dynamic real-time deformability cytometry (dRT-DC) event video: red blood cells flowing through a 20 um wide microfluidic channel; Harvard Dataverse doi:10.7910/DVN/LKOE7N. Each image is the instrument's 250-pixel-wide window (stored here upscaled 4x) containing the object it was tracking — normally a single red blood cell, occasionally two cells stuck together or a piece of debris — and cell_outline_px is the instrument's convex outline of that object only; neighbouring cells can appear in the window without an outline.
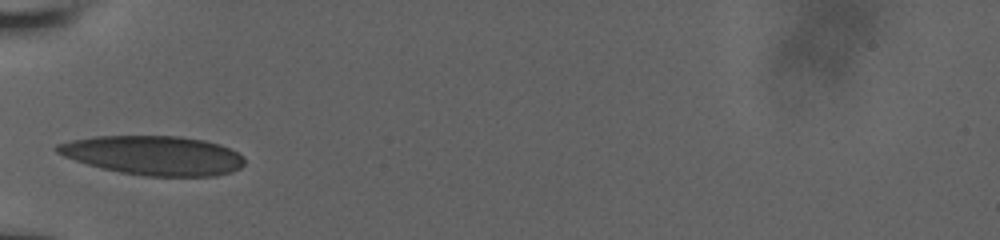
{"species": "human", "species_latin": "Homo sapiens", "temperature_condition": "room temperature", "stored_images_in_passage": 29, "camera_frame_rate_fps": 3000, "um_per_image_px": 0.085, "donor": {"sex": "male"}, "frame": {"image": 1, "passage_image": 1, "time_ms": 0.0, "image_size_px": [1000, 240], "cell_outline_px": [[244, 164], [240, 168], [232, 172], [216, 176], [144, 176], [120, 172], [100, 168], [64, 156], [56, 152], [52, 148], [56, 144], [72, 140], [96, 136], [180, 136], [204, 140], [220, 144], [244, 156]], "centroid_in_image_um": [13.05, 13.21], "position_along_channel_um": 72.0, "area_um2": 42.95}}
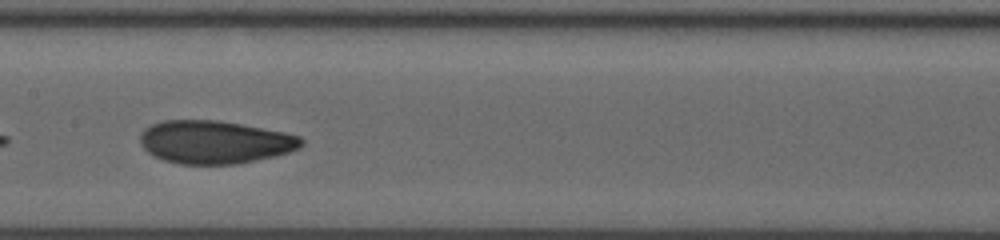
{"frame": {"image": 2, "passage_image": 11, "time_ms": 3.0, "image_size_px": [1000, 240], "cell_outline_px": [[304, 144], [300, 148], [276, 156], [236, 164], [180, 164], [164, 160], [152, 156], [140, 144], [140, 132], [144, 128], [152, 124], [164, 120], [216, 120], [240, 124], [284, 132], [300, 136], [304, 140]], "centroid_in_image_um": [18.24, 12.08], "position_along_channel_um": 189.2, "area_um2": 40.58}}
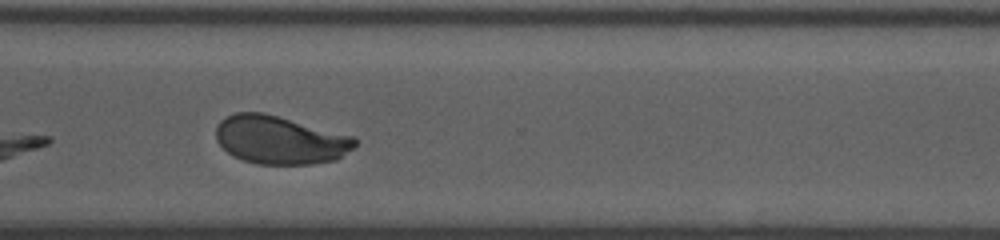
{"frame": {"image": 3, "passage_image": 23, "time_ms": 7.0, "image_size_px": [1000, 240], "cell_outline_px": [[356, 144], [352, 148], [336, 160], [312, 164], [256, 164], [232, 156], [216, 140], [216, 128], [220, 120], [236, 112], [264, 112], [352, 136], [356, 140]], "centroid_in_image_um": [23.77, 11.9], "position_along_channel_um": 346.8, "area_um2": 38.84}}